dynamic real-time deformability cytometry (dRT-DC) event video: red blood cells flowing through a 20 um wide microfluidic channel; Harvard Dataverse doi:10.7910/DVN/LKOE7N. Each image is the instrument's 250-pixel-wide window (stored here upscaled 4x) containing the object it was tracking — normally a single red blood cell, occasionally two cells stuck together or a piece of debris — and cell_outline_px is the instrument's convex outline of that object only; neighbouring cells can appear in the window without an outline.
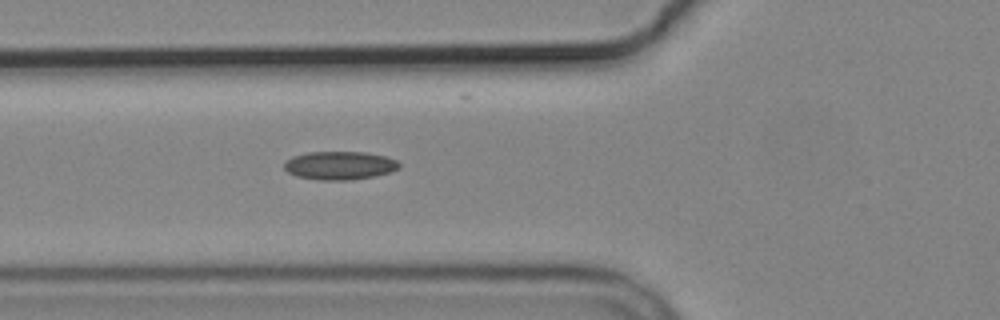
{"species": "common noctule bat (a hibernating species)", "species_latin": "Nyctalus noctula", "temperature_condition": "cold", "stored_images_in_passage": 3, "camera_frame_rate_fps": 3000, "um_per_image_px": 0.085, "animal": {"sex": "male", "body_mass_g": 19.2, "forearm_length_mm": 51.8}, "frame": {"image": 1, "passage_image": 3, "time_ms": 3.0, "image_size_px": [1000, 320], "cell_outline_px": [[400, 168], [392, 172], [372, 176], [348, 180], [320, 180], [296, 176], [288, 172], [284, 168], [284, 160], [292, 156], [308, 152], [368, 152], [388, 156], [396, 160], [400, 164]], "centroid_in_image_um": [28.88, 14.05], "position_along_channel_um": 96.9, "area_um2": 19.19}}